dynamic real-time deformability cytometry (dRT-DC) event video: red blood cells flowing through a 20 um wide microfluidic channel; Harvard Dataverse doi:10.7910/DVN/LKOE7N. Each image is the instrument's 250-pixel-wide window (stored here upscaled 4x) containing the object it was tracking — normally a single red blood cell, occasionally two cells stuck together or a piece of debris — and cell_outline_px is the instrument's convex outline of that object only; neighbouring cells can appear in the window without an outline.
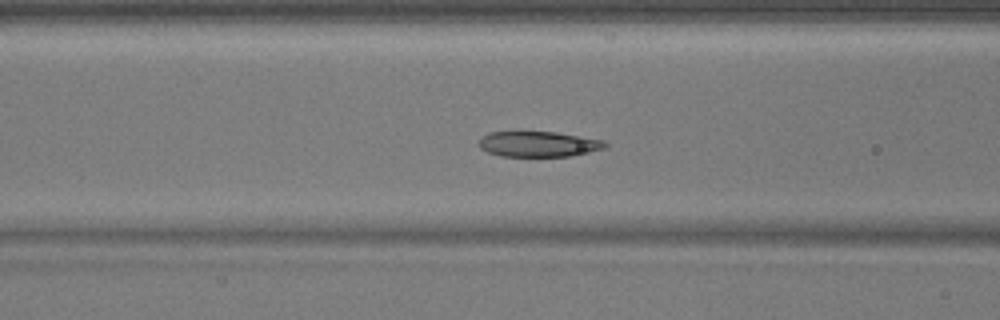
{"species": "common noctule bat (a hibernating species)", "species_latin": "Nyctalus noctula", "temperature_condition": "warm", "stored_images_in_passage": 52, "camera_frame_rate_fps": 3000, "um_per_image_px": 0.085, "animal": {"sex": "male", "body_mass_g": 17.9}, "frame": {"image": 1, "passage_image": 21, "time_ms": 6.667, "image_size_px": [1000, 320], "cell_outline_px": [[608, 144], [604, 148], [588, 152], [568, 156], [500, 156], [488, 152], [480, 148], [476, 144], [480, 136], [488, 132], [516, 128], [556, 132], [604, 140]], "centroid_in_image_um": [45.63, 12.18], "position_along_channel_um": 121.0, "area_um2": 19.77}}
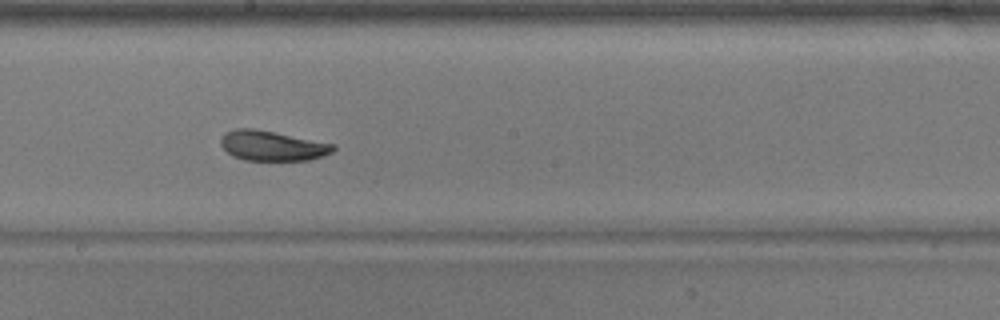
{"frame": {"image": 2, "passage_image": 29, "time_ms": 9.333, "image_size_px": [1000, 320], "cell_outline_px": [[336, 148], [332, 152], [324, 156], [308, 160], [244, 160], [232, 156], [220, 144], [220, 140], [224, 132], [236, 128], [252, 128], [336, 144]], "centroid_in_image_um": [23.14, 12.39], "position_along_channel_um": 225.1, "area_um2": 19.65}}
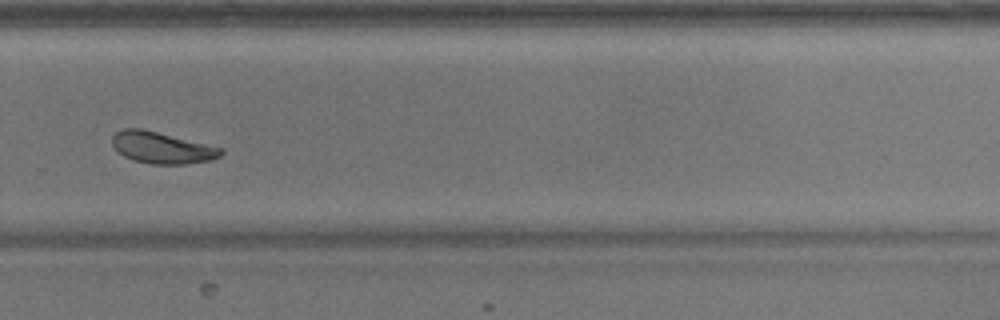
{"frame": {"image": 3, "passage_image": 36, "time_ms": 11.667, "image_size_px": [1000, 320], "cell_outline_px": [[224, 152], [220, 156], [212, 160], [184, 164], [152, 164], [132, 160], [124, 156], [112, 144], [112, 136], [116, 132], [124, 128], [140, 128], [224, 148]], "centroid_in_image_um": [13.78, 12.56], "position_along_channel_um": 316.0, "area_um2": 19.88}}